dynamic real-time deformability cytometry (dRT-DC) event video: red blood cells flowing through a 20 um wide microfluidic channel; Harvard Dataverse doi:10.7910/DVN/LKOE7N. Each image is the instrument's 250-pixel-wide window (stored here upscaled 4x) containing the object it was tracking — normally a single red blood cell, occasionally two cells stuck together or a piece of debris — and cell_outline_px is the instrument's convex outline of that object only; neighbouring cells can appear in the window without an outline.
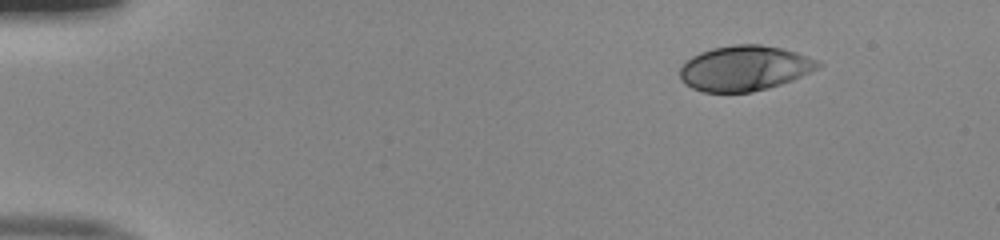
{"species": "human", "species_latin": "Homo sapiens", "temperature_condition": "room temperature", "stored_images_in_passage": 46, "camera_frame_rate_fps": 3000, "um_per_image_px": 0.085, "donor": {"sex": "male"}, "frame": {"image": 1, "passage_image": 1, "time_ms": 0.0, "image_size_px": [1000, 240], "cell_outline_px": [[824, 64], [792, 80], [768, 88], [752, 92], [704, 92], [692, 88], [684, 84], [680, 80], [680, 68], [692, 56], [700, 52], [712, 48], [736, 44], [760, 44], [780, 48], [796, 52], [820, 60]], "centroid_in_image_um": [63.27, 5.8], "position_along_channel_um": 21.7, "area_um2": 36.3}}
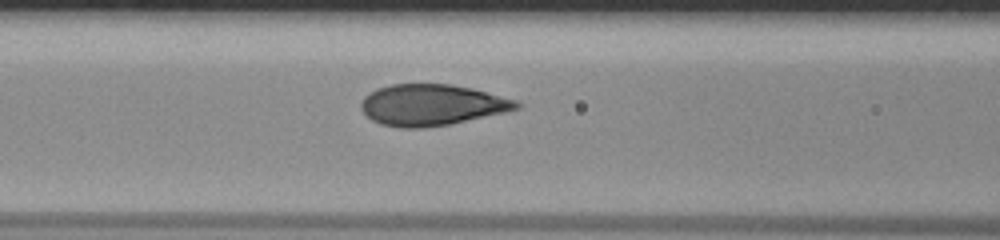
{"frame": {"image": 2, "passage_image": 17, "time_ms": 5.333, "image_size_px": [1000, 240], "cell_outline_px": [[524, 104], [520, 108], [504, 112], [448, 124], [424, 128], [400, 128], [380, 124], [372, 120], [360, 108], [360, 104], [364, 96], [376, 88], [392, 84], [452, 84], [472, 88], [516, 100]], "centroid_in_image_um": [36.68, 8.91], "position_along_channel_um": 129.9, "area_um2": 37.28}}
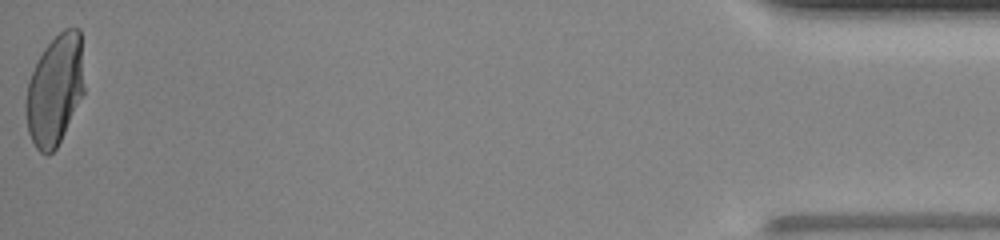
{"frame": {"image": 3, "passage_image": 46, "time_ms": 15.0, "image_size_px": [1000, 240], "cell_outline_px": [[84, 92], [56, 148], [48, 156], [40, 152], [36, 148], [28, 132], [24, 108], [24, 104], [28, 84], [32, 72], [44, 48], [64, 28], [80, 28], [84, 88]], "centroid_in_image_um": [4.65, 7.66], "position_along_channel_um": 430.5, "area_um2": 37.28}, "authors_computed_cell_mechanics": {"area_um2": 37.4255, "velocity_mm_per_s": 4.0037, "shape_relaxation_time_tau1_ms": 4.8043, "shape_relaxation_time_tau2_ms": null, "deformation_change_tau1": 0.2199, "deformation_change_tau2": null}}